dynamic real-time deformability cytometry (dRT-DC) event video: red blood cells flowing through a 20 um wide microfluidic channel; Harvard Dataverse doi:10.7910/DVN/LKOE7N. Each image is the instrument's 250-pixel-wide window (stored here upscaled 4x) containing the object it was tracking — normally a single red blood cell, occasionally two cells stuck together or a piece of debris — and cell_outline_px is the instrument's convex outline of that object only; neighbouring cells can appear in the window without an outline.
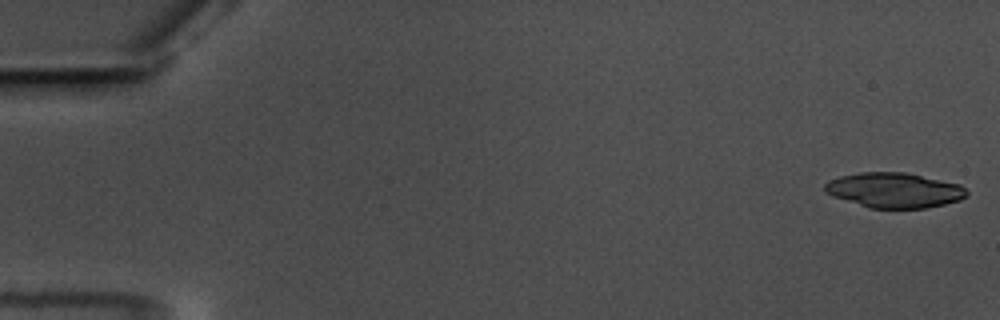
{"species": "common noctule bat (a hibernating species)", "species_latin": "Nyctalus noctula", "temperature_condition": "warm", "stored_images_in_passage": 20, "camera_frame_rate_fps": 3000, "um_per_image_px": 0.085, "animal": {"sex": "male", "body_mass_g": 17.5, "forearm_length_mm": 52.3}, "frame": {"image": 1, "passage_image": 1, "time_ms": 0.0, "image_size_px": [1000, 320], "cell_outline_px": [[968, 196], [960, 200], [944, 204], [924, 208], [868, 208], [832, 196], [824, 192], [824, 184], [828, 180], [840, 176], [860, 172], [904, 172], [960, 184], [968, 192]], "centroid_in_image_um": [75.98, 16.17], "position_along_channel_um": 9.0, "area_um2": 29.07}}
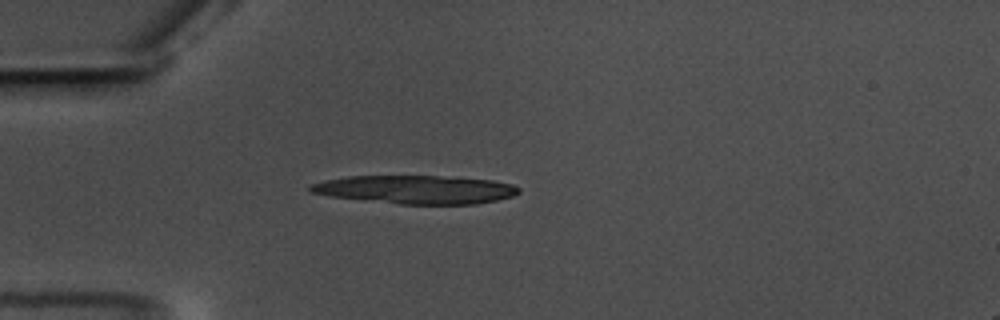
{"frame": {"image": 2, "passage_image": 16, "time_ms": 5.0, "image_size_px": [1000, 320], "cell_outline_px": [[520, 192], [512, 196], [496, 200], [476, 204], [400, 204], [328, 196], [308, 192], [308, 188], [312, 184], [328, 180], [348, 176], [436, 176], [492, 180], [512, 184], [520, 188]], "centroid_in_image_um": [35.34, 16.11], "position_along_channel_um": 49.7, "area_um2": 34.28}}